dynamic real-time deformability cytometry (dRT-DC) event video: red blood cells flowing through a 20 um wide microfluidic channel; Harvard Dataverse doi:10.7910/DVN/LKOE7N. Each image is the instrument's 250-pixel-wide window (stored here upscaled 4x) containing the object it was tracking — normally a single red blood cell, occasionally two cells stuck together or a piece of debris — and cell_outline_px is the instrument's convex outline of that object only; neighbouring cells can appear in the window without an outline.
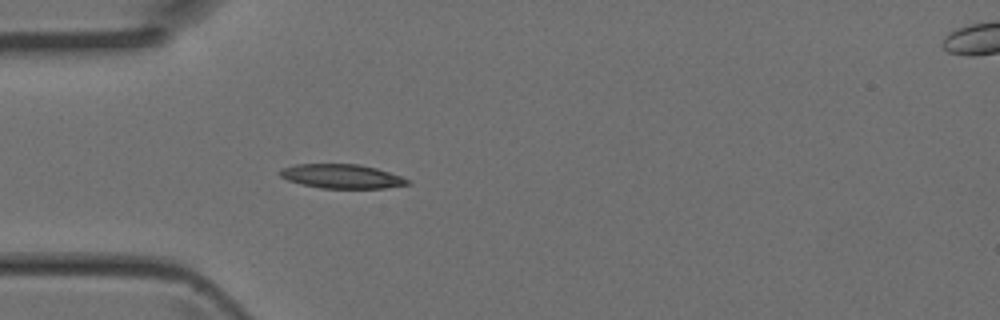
{"species": "Egyptian fruit bat (a non-hibernating species)", "species_latin": "Rousettus aegyptiacus", "temperature_condition": "room temperature", "stored_images_in_passage": 4, "camera_frame_rate_fps": 3000, "um_per_image_px": 0.085, "animal": {"sex": "female"}, "frame": {"image": 1, "passage_image": 3, "time_ms": 0.667, "image_size_px": [1000, 320], "cell_outline_px": [[412, 184], [384, 188], [320, 188], [288, 180], [280, 176], [276, 172], [280, 168], [296, 164], [360, 164], [376, 168], [412, 180]], "centroid_in_image_um": [29.05, 14.98], "position_along_channel_um": 56.0, "area_um2": 18.03}}